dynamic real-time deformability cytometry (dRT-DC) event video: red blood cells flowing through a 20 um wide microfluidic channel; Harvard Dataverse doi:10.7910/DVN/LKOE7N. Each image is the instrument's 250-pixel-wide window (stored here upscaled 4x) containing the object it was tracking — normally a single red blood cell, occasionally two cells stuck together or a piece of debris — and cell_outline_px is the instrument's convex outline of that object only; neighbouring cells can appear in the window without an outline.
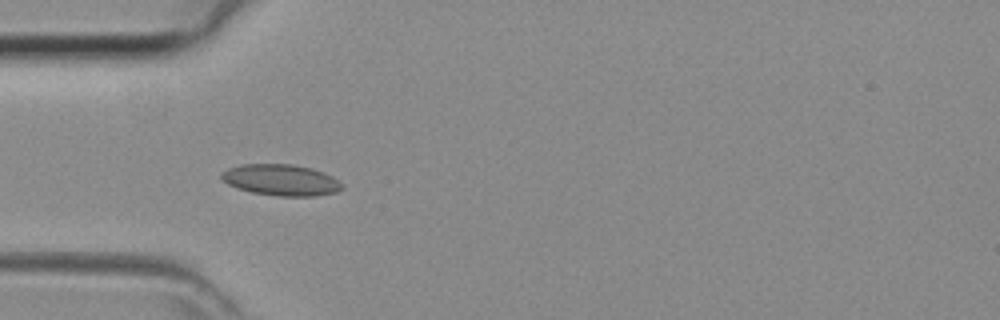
{"species": "common noctule bat (a hibernating species)", "species_latin": "Nyctalus noctula", "temperature_condition": "room temperature", "stored_images_in_passage": 7, "camera_frame_rate_fps": 3000, "um_per_image_px": 0.085, "animal": {"sex": "female", "body_mass_g": 29.2, "forearm_length_mm": 56.3}, "frame": {"image": 1, "passage_image": 1, "time_ms": 0.0, "image_size_px": [1000, 320], "cell_outline_px": [[344, 188], [336, 192], [316, 196], [276, 196], [252, 192], [236, 188], [228, 184], [220, 176], [228, 168], [240, 164], [292, 164], [312, 168], [324, 172], [332, 176], [344, 184]], "centroid_in_image_um": [23.93, 15.3], "position_along_channel_um": 61.1, "area_um2": 22.08}}
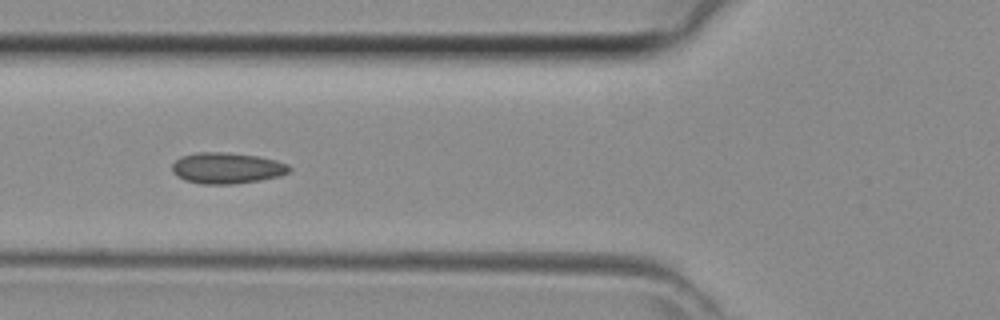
{"frame": {"image": 2, "passage_image": 4, "time_ms": 1.0, "image_size_px": [1000, 320], "cell_outline_px": [[292, 168], [288, 172], [280, 176], [260, 180], [232, 184], [200, 184], [184, 180], [176, 176], [172, 172], [172, 164], [180, 156], [196, 152], [224, 152], [256, 156], [276, 160], [288, 164]], "centroid_in_image_um": [19.25, 14.29], "position_along_channel_um": 106.5, "area_um2": 21.33}}
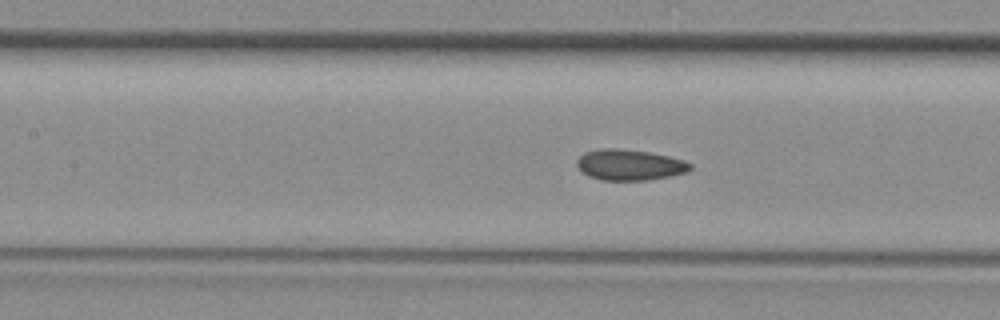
{"frame": {"image": 3, "passage_image": 7, "time_ms": 2.0, "image_size_px": [1000, 320], "cell_outline_px": [[692, 168], [688, 172], [672, 176], [648, 180], [600, 180], [588, 176], [576, 164], [576, 160], [584, 152], [600, 148], [616, 148], [648, 152], [668, 156], [684, 160], [692, 164]], "centroid_in_image_um": [53.53, 14.01], "position_along_channel_um": 153.9, "area_um2": 20.46}}